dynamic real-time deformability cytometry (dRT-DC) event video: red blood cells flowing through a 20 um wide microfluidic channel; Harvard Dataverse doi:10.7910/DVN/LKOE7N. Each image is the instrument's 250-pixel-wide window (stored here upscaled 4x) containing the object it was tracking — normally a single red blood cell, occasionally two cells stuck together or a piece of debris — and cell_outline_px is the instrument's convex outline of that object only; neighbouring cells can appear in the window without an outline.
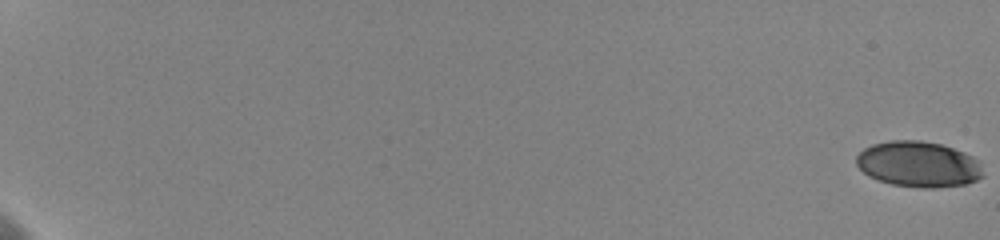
{"species": "human", "species_latin": "Homo sapiens", "temperature_condition": "cold", "stored_images_in_passage": 44, "camera_frame_rate_fps": 3000, "um_per_image_px": 0.085, "donor": {"sex": "female"}, "frame": {"image": 1, "passage_image": 1, "time_ms": 0.0, "image_size_px": [1000, 240], "cell_outline_px": [[984, 176], [976, 180], [964, 184], [936, 188], [920, 188], [892, 184], [868, 176], [856, 164], [856, 156], [864, 148], [872, 144], [892, 140], [920, 140], [940, 144], [964, 152], [972, 156], [976, 160]], "centroid_in_image_um": [78.04, 13.96], "position_along_channel_um": 7.0, "area_um2": 33.58}}
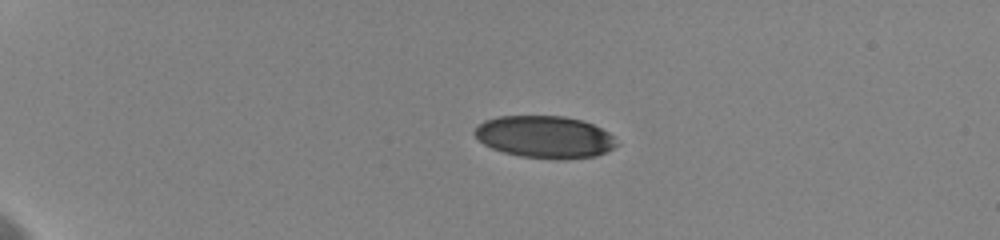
{"frame": {"image": 2, "passage_image": 31, "time_ms": 5.333, "image_size_px": [1000, 240], "cell_outline_px": [[620, 144], [596, 156], [564, 160], [556, 160], [520, 156], [504, 152], [492, 148], [484, 144], [472, 132], [484, 120], [496, 116], [564, 116], [580, 120], [592, 124], [608, 132]], "centroid_in_image_um": [46.31, 11.65], "position_along_channel_um": 38.7, "area_um2": 34.97}}